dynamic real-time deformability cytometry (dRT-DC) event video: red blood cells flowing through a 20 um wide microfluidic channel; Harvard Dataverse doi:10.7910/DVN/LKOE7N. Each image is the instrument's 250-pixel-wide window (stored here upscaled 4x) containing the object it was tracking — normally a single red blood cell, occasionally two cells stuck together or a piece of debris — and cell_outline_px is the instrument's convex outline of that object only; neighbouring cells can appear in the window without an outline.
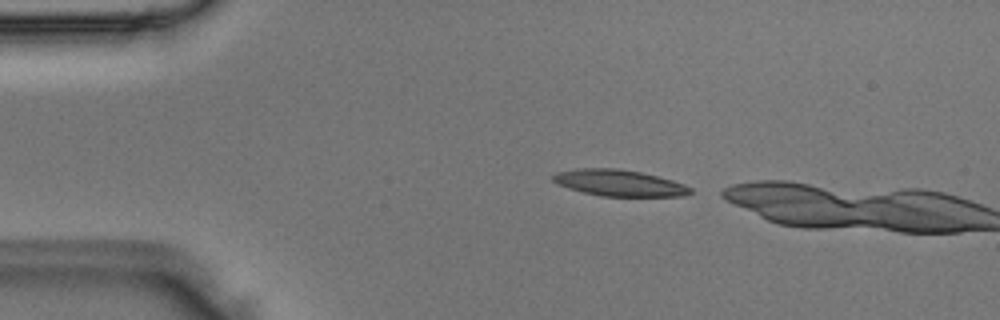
{"species": "Egyptian fruit bat (a non-hibernating species)", "species_latin": "Rousettus aegyptiacus", "temperature_condition": "room temperature", "stored_images_in_passage": 2, "camera_frame_rate_fps": 3000, "um_per_image_px": 0.085, "animal": {"sex": "male"}, "frame": {"image": 1, "passage_image": 1, "time_ms": 0.0, "image_size_px": [1000, 320], "cell_outline_px": [[692, 192], [684, 196], [600, 196], [568, 188], [552, 180], [552, 176], [556, 172], [580, 168], [616, 168], [640, 172], [672, 180], [684, 184], [692, 188]], "centroid_in_image_um": [52.64, 15.55], "position_along_channel_um": 32.4, "area_um2": 20.92}}